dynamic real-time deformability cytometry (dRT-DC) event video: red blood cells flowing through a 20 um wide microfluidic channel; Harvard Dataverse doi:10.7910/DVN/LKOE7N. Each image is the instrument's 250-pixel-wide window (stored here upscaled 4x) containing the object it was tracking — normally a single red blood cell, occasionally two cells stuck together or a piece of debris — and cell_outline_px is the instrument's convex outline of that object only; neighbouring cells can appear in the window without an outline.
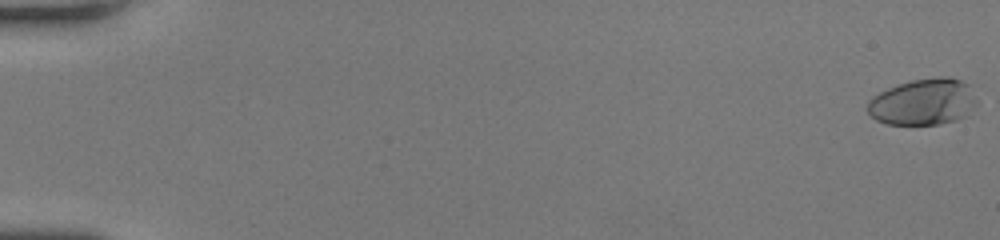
{"species": "human", "species_latin": "Homo sapiens", "temperature_condition": "room temperature", "stored_images_in_passage": 50, "camera_frame_rate_fps": 3000, "um_per_image_px": 0.085, "donor": {"sex": "female"}, "frame": {"image": 1, "passage_image": 1, "time_ms": 0.0, "image_size_px": [1000, 240], "cell_outline_px": [[976, 104], [964, 116], [956, 120], [940, 124], [888, 124], [876, 120], [868, 112], [868, 100], [872, 96], [888, 88], [912, 80], [940, 76], [948, 76], [960, 80], [968, 84], [976, 100]], "centroid_in_image_um": [78.46, 8.66], "position_along_channel_um": 6.5, "area_um2": 29.3}}
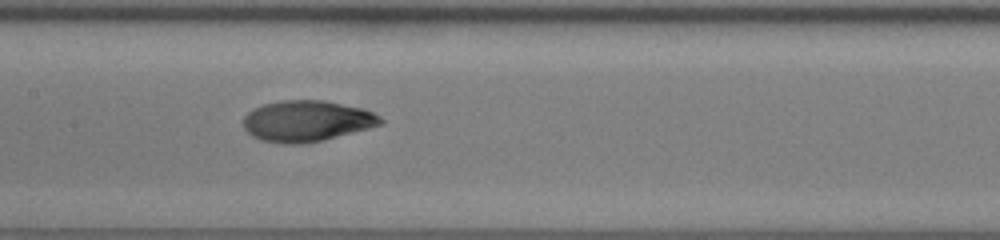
{"frame": {"image": 2, "passage_image": 27, "time_ms": 8.667, "image_size_px": [1000, 240], "cell_outline_px": [[384, 124], [304, 144], [284, 144], [260, 140], [252, 136], [244, 128], [244, 116], [252, 108], [264, 104], [284, 100], [324, 100], [364, 108], [380, 116], [384, 120]], "centroid_in_image_um": [26.07, 10.28], "position_along_channel_um": 181.3, "area_um2": 32.77}}
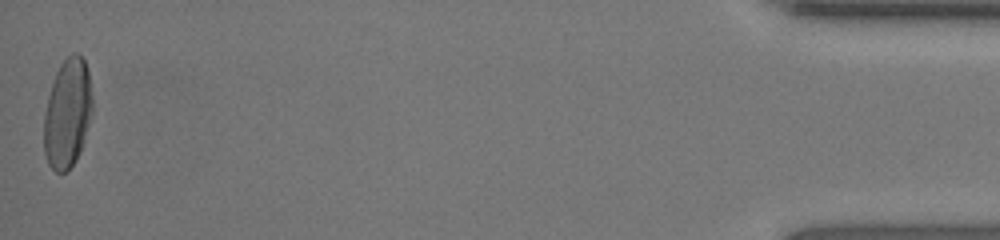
{"frame": {"image": 3, "passage_image": 50, "time_ms": 16.333, "image_size_px": [1000, 240], "cell_outline_px": [[92, 112], [80, 152], [76, 160], [64, 172], [56, 172], [48, 164], [44, 152], [44, 112], [52, 80], [60, 64], [72, 52], [76, 52], [84, 60], [88, 68], [92, 96]], "centroid_in_image_um": [5.73, 9.6], "position_along_channel_um": 429.5, "area_um2": 30.87}, "authors_computed_cell_mechanics": {"area_um2": 31.0097, "velocity_mm_per_s": 4.3856, "shape_relaxation_time_tau1_ms": 5.0926, "shape_relaxation_time_tau2_ms": 0.9832, "deformation_change_tau1": 0.2287, "deformation_change_tau2": 0.0513}}